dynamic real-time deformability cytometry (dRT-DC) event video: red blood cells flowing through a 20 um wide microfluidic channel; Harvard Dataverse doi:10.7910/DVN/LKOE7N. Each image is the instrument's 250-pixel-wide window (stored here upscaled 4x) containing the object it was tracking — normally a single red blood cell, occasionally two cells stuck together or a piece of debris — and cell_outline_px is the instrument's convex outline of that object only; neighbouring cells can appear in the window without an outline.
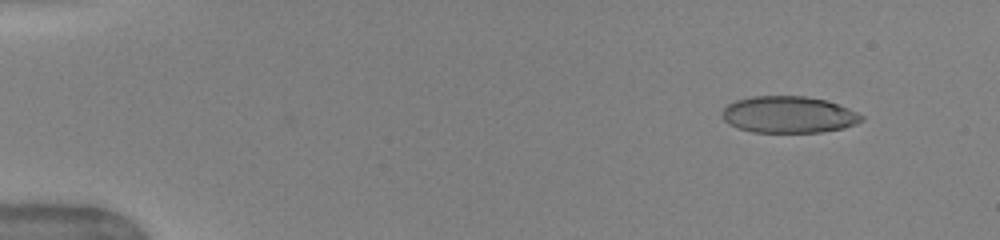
{"species": "human", "species_latin": "Homo sapiens", "temperature_condition": "warm", "stored_images_in_passage": 46, "camera_frame_rate_fps": 3000, "um_per_image_px": 0.085, "donor": {"sex": "female"}, "frame": {"image": 1, "passage_image": 1, "time_ms": 0.0, "image_size_px": [1000, 240], "cell_outline_px": [[864, 120], [856, 124], [844, 128], [820, 132], [752, 132], [728, 124], [724, 120], [724, 108], [728, 104], [736, 100], [752, 96], [808, 96], [828, 100], [848, 108], [864, 116]], "centroid_in_image_um": [67.08, 9.74], "position_along_channel_um": 17.9, "area_um2": 29.82}}
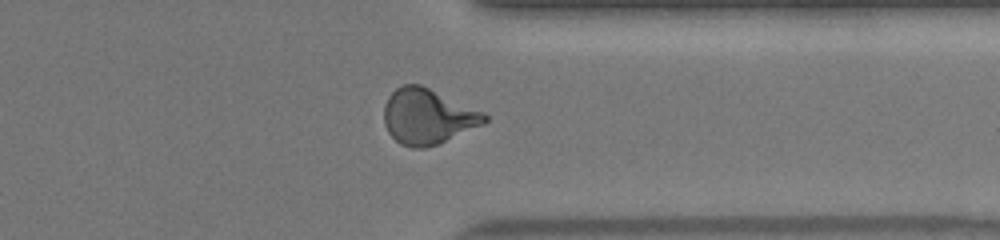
{"frame": {"image": 2, "passage_image": 36, "time_ms": 11.667, "image_size_px": [1000, 240], "cell_outline_px": [[488, 120], [484, 124], [436, 144], [424, 148], [412, 148], [400, 144], [388, 132], [384, 124], [384, 104], [388, 96], [396, 88], [404, 84], [420, 84], [484, 112], [488, 116]], "centroid_in_image_um": [36.33, 9.89], "position_along_channel_um": 375.1, "area_um2": 32.31}}
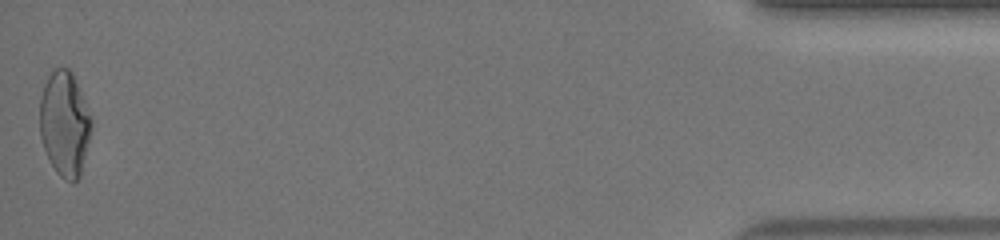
{"frame": {"image": 3, "passage_image": 46, "time_ms": 15.0, "image_size_px": [1000, 240], "cell_outline_px": [[92, 128], [80, 176], [72, 184], [64, 180], [56, 172], [44, 148], [40, 136], [40, 96], [44, 84], [52, 68], [68, 68], [72, 72], [84, 100], [92, 120]], "centroid_in_image_um": [5.49, 10.52], "position_along_channel_um": 429.7, "area_um2": 31.56}, "authors_computed_cell_mechanics": {"area_um2": 30.8652, "velocity_mm_per_s": 4.0708, "shape_relaxation_time_tau1_ms": 9.574, "shape_relaxation_time_tau2_ms": 0.719, "deformation_change_tau1": 0.2554, "deformation_change_tau2": 0.0646}}